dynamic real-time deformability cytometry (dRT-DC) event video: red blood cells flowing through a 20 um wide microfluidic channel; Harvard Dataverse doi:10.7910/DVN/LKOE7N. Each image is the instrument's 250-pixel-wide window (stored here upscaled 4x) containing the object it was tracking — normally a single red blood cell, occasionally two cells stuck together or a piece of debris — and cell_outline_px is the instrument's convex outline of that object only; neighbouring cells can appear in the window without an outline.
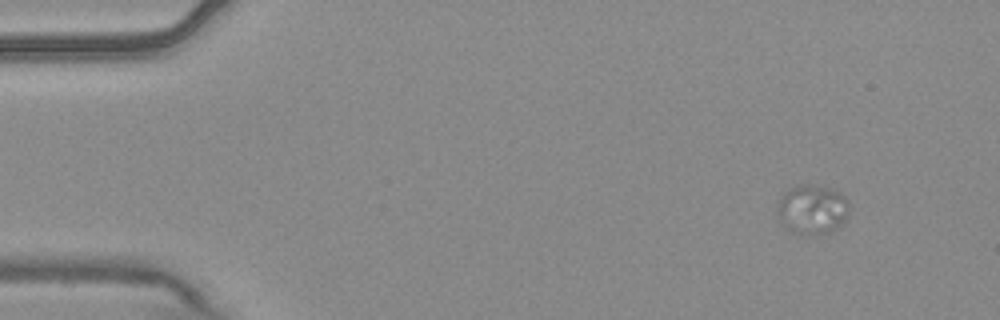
{"species": "common noctule bat (a hibernating species)", "species_latin": "Nyctalus noctula", "temperature_condition": "warm", "stored_images_in_passage": 6, "camera_frame_rate_fps": 3000, "um_per_image_px": 0.085, "animal": {"sex": "male", "body_mass_g": 20.4}, "frame": {"image": 1, "passage_image": 2, "time_ms": 0.333, "image_size_px": [1000, 320], "cell_outline_px": [[848, 212], [844, 220], [836, 228], [824, 232], [808, 236], [804, 236], [792, 232], [776, 216], [776, 212], [780, 196], [788, 188], [800, 184], [816, 184], [832, 188], [840, 192], [848, 200]], "centroid_in_image_um": [69.0, 17.77], "position_along_channel_um": 16.0, "area_um2": 20.98}}
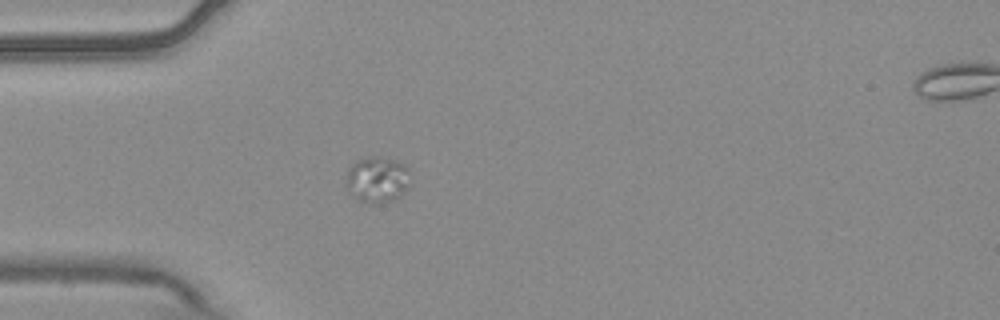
{"frame": {"image": 2, "passage_image": 5, "time_ms": 1.333, "image_size_px": [1000, 320], "cell_outline_px": [[408, 188], [400, 196], [392, 200], [380, 204], [372, 204], [356, 200], [348, 192], [348, 168], [356, 160], [368, 156], [372, 156], [396, 160], [404, 164], [408, 168]], "centroid_in_image_um": [32.06, 15.28], "position_along_channel_um": 52.9, "area_um2": 17.28}}